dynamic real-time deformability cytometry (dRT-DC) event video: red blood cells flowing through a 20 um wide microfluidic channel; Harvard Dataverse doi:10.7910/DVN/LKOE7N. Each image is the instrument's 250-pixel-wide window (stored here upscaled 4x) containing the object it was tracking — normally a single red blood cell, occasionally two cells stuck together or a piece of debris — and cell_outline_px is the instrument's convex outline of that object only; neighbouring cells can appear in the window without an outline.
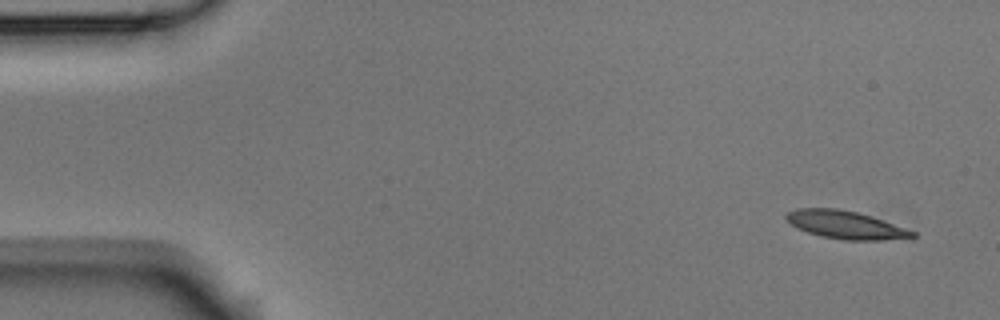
{"species": "Egyptian fruit bat (a non-hibernating species)", "species_latin": "Rousettus aegyptiacus", "temperature_condition": "room temperature", "stored_images_in_passage": 5, "camera_frame_rate_fps": 3000, "um_per_image_px": 0.085, "animal": {"sex": "male"}, "frame": {"image": 1, "passage_image": 1, "time_ms": 0.0, "image_size_px": [1000, 320], "cell_outline_px": [[916, 236], [912, 240], [844, 240], [820, 236], [796, 228], [784, 216], [788, 212], [796, 208], [836, 208], [856, 212], [872, 216], [916, 232]], "centroid_in_image_um": [71.94, 19.13], "position_along_channel_um": 13.1, "area_um2": 20.81}}
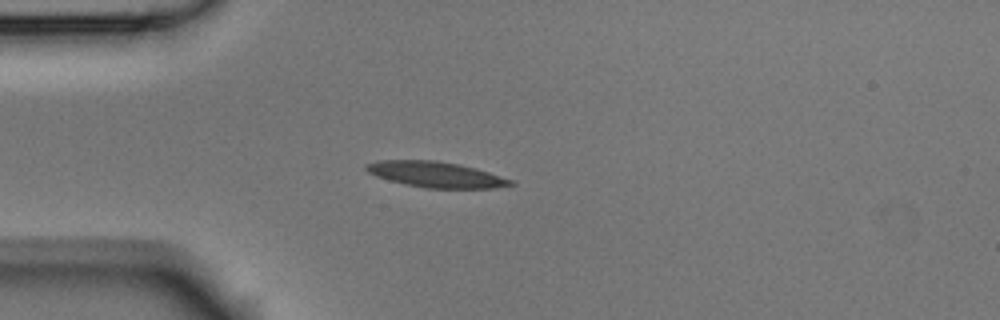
{"frame": {"image": 2, "passage_image": 4, "time_ms": 1.0, "image_size_px": [1000, 320], "cell_outline_px": [[516, 184], [492, 188], [424, 188], [404, 184], [388, 180], [376, 176], [368, 172], [364, 168], [364, 164], [376, 160], [436, 160], [460, 164], [476, 168], [516, 180]], "centroid_in_image_um": [37.05, 14.83], "position_along_channel_um": 47.9, "area_um2": 21.96}}